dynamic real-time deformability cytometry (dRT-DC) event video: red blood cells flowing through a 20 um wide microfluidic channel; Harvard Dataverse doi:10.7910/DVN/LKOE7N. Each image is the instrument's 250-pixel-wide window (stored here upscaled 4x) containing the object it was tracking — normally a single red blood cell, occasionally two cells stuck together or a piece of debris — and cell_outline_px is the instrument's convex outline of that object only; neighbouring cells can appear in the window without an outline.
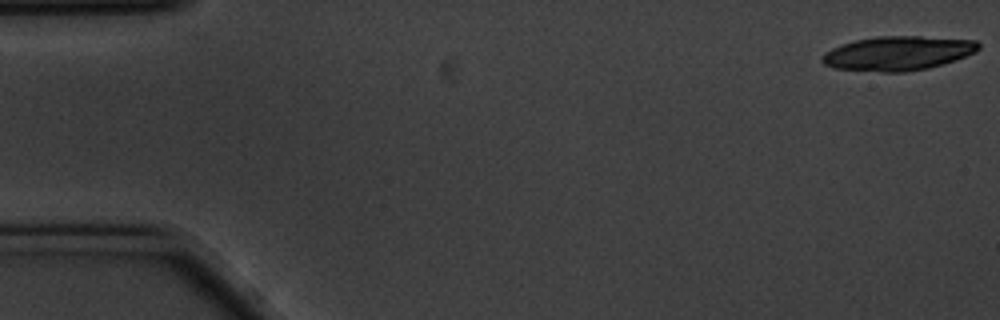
{"species": "common noctule bat (a hibernating species)", "species_latin": "Nyctalus noctula", "temperature_condition": "cold", "stored_images_in_passage": 56, "camera_frame_rate_fps": 3000, "um_per_image_px": 0.085, "animal": {"sex": "male", "body_mass_g": 20.1, "forearm_length_mm": 53.5}, "frame": {"image": 1, "passage_image": 1, "time_ms": 0.0, "image_size_px": [1000, 320], "cell_outline_px": [[980, 48], [976, 52], [944, 64], [928, 68], [904, 72], [880, 72], [832, 68], [824, 64], [820, 60], [824, 52], [832, 48], [856, 40], [876, 36], [920, 36], [976, 40], [980, 44]], "centroid_in_image_um": [76.32, 4.53], "position_along_channel_um": 8.7, "area_um2": 31.33}, "authors_computed_cell_mechanics": {"area_um2": 18.9295, "velocity_mm_per_s": 3.4818, "shape_relaxation_time_tau1_ms": 7.0939, "shape_relaxation_time_tau2_ms": null, "deformation_change_tau1": 0.2331, "deformation_change_tau2": null}}